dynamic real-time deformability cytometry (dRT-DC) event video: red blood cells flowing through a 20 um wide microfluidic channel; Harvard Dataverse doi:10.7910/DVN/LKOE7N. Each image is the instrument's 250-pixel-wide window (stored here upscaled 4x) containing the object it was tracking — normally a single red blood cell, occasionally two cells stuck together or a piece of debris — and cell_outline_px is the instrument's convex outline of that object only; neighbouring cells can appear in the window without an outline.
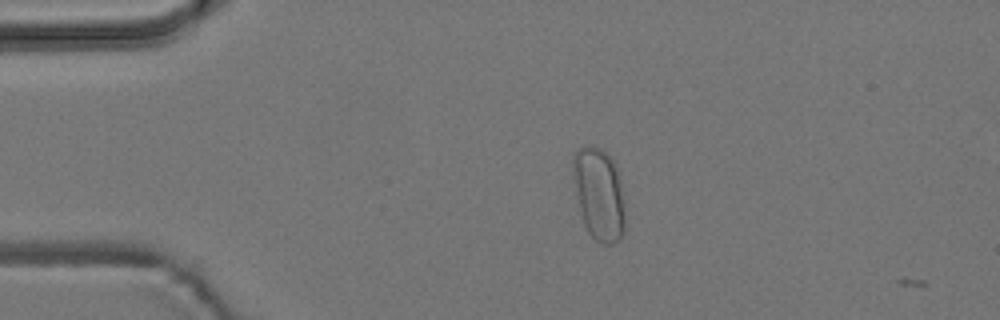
{"species": "common noctule bat (a hibernating species)", "species_latin": "Nyctalus noctula", "temperature_condition": "room temperature", "stored_images_in_passage": 3, "camera_frame_rate_fps": 3000, "um_per_image_px": 0.085, "animal": {"sex": "male", "body_mass_g": 19.2, "forearm_length_mm": 51.8}, "frame": {"image": 1, "passage_image": 2, "time_ms": 1.0, "image_size_px": [1000, 320], "cell_outline_px": [[624, 228], [620, 240], [612, 244], [604, 244], [596, 240], [588, 232], [584, 224], [576, 192], [572, 164], [572, 156], [580, 148], [600, 148], [612, 160], [616, 168], [620, 180], [624, 216]], "centroid_in_image_um": [50.91, 16.54], "position_along_channel_um": 34.1, "area_um2": 27.22}}